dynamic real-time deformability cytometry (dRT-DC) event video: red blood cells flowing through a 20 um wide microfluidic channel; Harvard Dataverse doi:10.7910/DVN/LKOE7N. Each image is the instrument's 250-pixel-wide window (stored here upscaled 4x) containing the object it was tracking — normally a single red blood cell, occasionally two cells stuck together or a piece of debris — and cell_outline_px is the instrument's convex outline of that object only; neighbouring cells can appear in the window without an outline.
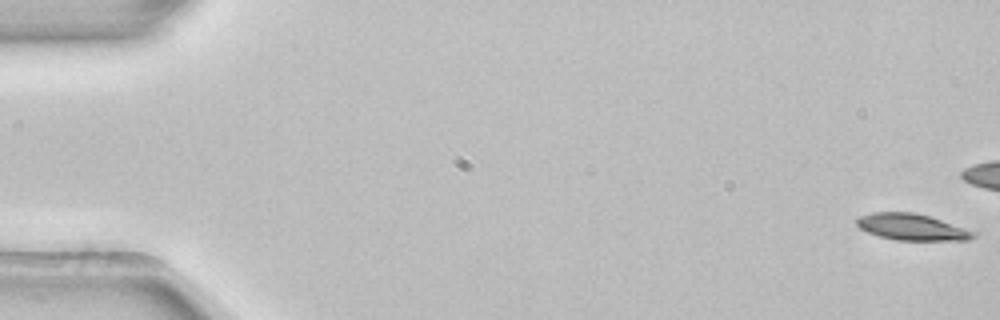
{"species": "common noctule bat (a hibernating species)", "species_latin": "Nyctalus noctula", "temperature_condition": "room temperature", "stored_images_in_passage": 54, "camera_frame_rate_fps": 3000, "um_per_image_px": 0.085, "animal": {"sex": "female", "body_mass_g": 22.7, "forearm_length_mm": 54.2}, "frame": {"image": 1, "passage_image": 1, "time_ms": 0.0, "image_size_px": [1000, 320], "cell_outline_px": [[976, 236], [968, 240], [896, 240], [880, 236], [868, 232], [860, 228], [856, 224], [856, 220], [860, 216], [872, 212], [916, 212], [976, 232]], "centroid_in_image_um": [77.49, 19.3], "position_along_channel_um": 7.5, "area_um2": 17.74}}
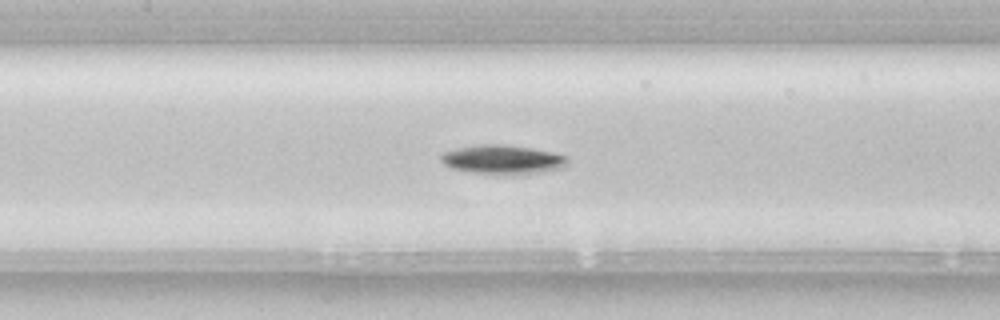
{"frame": {"image": 2, "passage_image": 25, "time_ms": 8.0, "image_size_px": [1000, 320], "cell_outline_px": [[568, 160], [560, 168], [544, 172], [524, 176], [512, 176], [472, 172], [452, 168], [444, 164], [440, 160], [440, 156], [444, 152], [460, 148], [480, 144], [504, 144], [532, 148], [552, 152], [568, 156]], "centroid_in_image_um": [42.76, 13.59], "position_along_channel_um": 164.6, "area_um2": 21.79}}
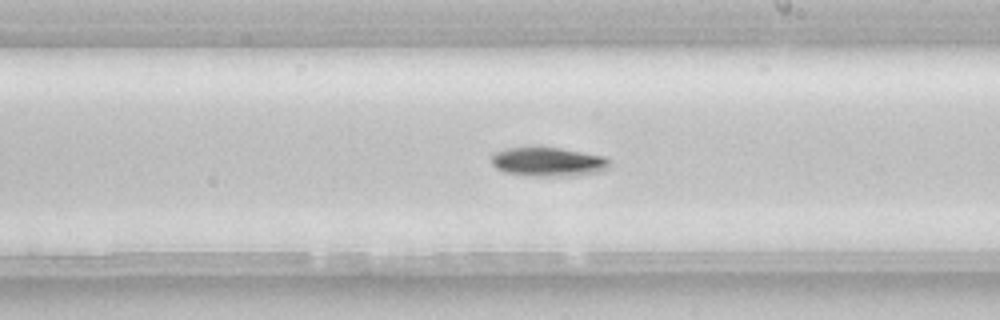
{"frame": {"image": 3, "passage_image": 31, "time_ms": 10.0, "image_size_px": [1000, 320], "cell_outline_px": [[608, 168], [600, 172], [576, 176], [528, 176], [504, 172], [496, 168], [492, 164], [492, 156], [496, 152], [504, 148], [560, 148], [604, 156], [608, 160]], "centroid_in_image_um": [46.59, 13.78], "position_along_channel_um": 242.4, "area_um2": 19.94}, "authors_computed_cell_mechanics": {"area_um2": 18.7561, "velocity_mm_per_s": 3.8968, "shape_relaxation_time_tau1_ms": 1.942, "shape_relaxation_time_tau2_ms": null, "deformation_change_tau1": 0.0902, "deformation_change_tau2": null}}